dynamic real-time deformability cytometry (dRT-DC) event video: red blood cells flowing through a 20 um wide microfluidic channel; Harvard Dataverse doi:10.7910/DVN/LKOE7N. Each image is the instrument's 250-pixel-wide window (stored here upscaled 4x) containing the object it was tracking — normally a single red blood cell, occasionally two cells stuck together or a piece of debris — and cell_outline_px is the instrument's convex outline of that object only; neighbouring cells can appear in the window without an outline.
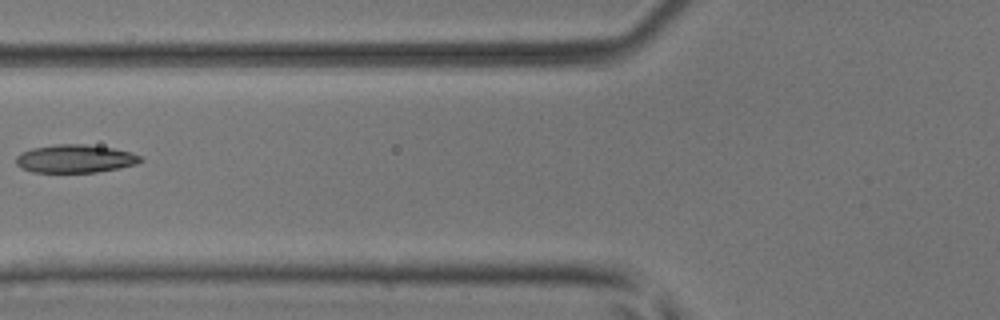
{"species": "common noctule bat (a hibernating species)", "species_latin": "Nyctalus noctula", "temperature_condition": "room temperature", "stored_images_in_passage": 6, "camera_frame_rate_fps": 3000, "um_per_image_px": 0.085, "animal": {"sex": "male", "body_mass_g": 17.9, "forearm_length_mm": 54.2}, "frame": {"image": 1, "passage_image": 6, "time_ms": 1.667, "image_size_px": [1000, 320], "cell_outline_px": [[144, 160], [136, 164], [96, 172], [32, 172], [20, 168], [16, 164], [16, 156], [20, 152], [32, 148], [56, 144], [88, 144], [112, 148], [132, 152], [140, 156]], "centroid_in_image_um": [6.36, 13.48], "position_along_channel_um": 119.4, "area_um2": 20.46}}